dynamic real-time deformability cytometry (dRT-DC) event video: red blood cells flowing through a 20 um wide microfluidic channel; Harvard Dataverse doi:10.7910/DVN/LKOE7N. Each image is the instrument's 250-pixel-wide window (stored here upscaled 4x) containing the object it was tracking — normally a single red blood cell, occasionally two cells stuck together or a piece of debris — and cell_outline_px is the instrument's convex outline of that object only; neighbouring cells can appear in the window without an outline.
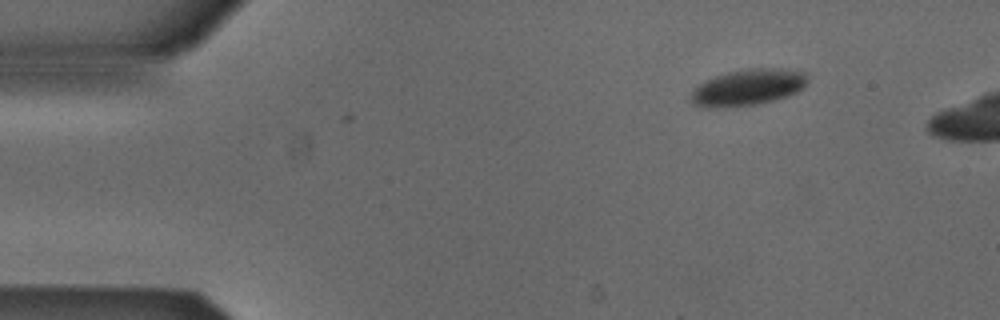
{"species": "Egyptian fruit bat (a non-hibernating species)", "species_latin": "Rousettus aegyptiacus", "temperature_condition": "cold", "stored_images_in_passage": 3, "camera_frame_rate_fps": 3000, "um_per_image_px": 0.085, "animal": {"sex": "male"}, "frame": {"image": 1, "passage_image": 3, "time_ms": 0.667, "image_size_px": [1000, 320], "cell_outline_px": [[808, 80], [796, 92], [772, 100], [756, 104], [692, 104], [692, 92], [700, 84], [716, 76], [728, 72], [748, 68], [776, 68], [804, 72]], "centroid_in_image_um": [63.66, 7.35], "position_along_channel_um": 21.3, "area_um2": 23.0}}